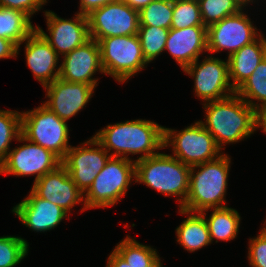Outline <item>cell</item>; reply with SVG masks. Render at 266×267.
Listing matches in <instances>:
<instances>
[{
    "instance_id": "1",
    "label": "cell",
    "mask_w": 266,
    "mask_h": 267,
    "mask_svg": "<svg viewBox=\"0 0 266 267\" xmlns=\"http://www.w3.org/2000/svg\"><path fill=\"white\" fill-rule=\"evenodd\" d=\"M93 137L111 157L134 160L133 155L141 154L135 159L138 161L165 149L164 126L146 119L108 124L95 132ZM129 155H132L133 159Z\"/></svg>"
},
{
    "instance_id": "2",
    "label": "cell",
    "mask_w": 266,
    "mask_h": 267,
    "mask_svg": "<svg viewBox=\"0 0 266 267\" xmlns=\"http://www.w3.org/2000/svg\"><path fill=\"white\" fill-rule=\"evenodd\" d=\"M202 105L205 119L199 122L214 137L221 150H225L227 144L244 141L258 130L257 111L236 93Z\"/></svg>"
},
{
    "instance_id": "3",
    "label": "cell",
    "mask_w": 266,
    "mask_h": 267,
    "mask_svg": "<svg viewBox=\"0 0 266 267\" xmlns=\"http://www.w3.org/2000/svg\"><path fill=\"white\" fill-rule=\"evenodd\" d=\"M231 163V157L223 153L214 160L190 167L189 192L181 209L202 212L228 206L225 200Z\"/></svg>"
},
{
    "instance_id": "4",
    "label": "cell",
    "mask_w": 266,
    "mask_h": 267,
    "mask_svg": "<svg viewBox=\"0 0 266 267\" xmlns=\"http://www.w3.org/2000/svg\"><path fill=\"white\" fill-rule=\"evenodd\" d=\"M190 166L160 151L135 161V183H143L164 197H175L181 208L189 192Z\"/></svg>"
},
{
    "instance_id": "5",
    "label": "cell",
    "mask_w": 266,
    "mask_h": 267,
    "mask_svg": "<svg viewBox=\"0 0 266 267\" xmlns=\"http://www.w3.org/2000/svg\"><path fill=\"white\" fill-rule=\"evenodd\" d=\"M132 182H135V160L110 157L84 193L87 210L116 205L126 196Z\"/></svg>"
},
{
    "instance_id": "6",
    "label": "cell",
    "mask_w": 266,
    "mask_h": 267,
    "mask_svg": "<svg viewBox=\"0 0 266 267\" xmlns=\"http://www.w3.org/2000/svg\"><path fill=\"white\" fill-rule=\"evenodd\" d=\"M67 122L41 103L21 112V135L55 154L61 161L71 148Z\"/></svg>"
},
{
    "instance_id": "7",
    "label": "cell",
    "mask_w": 266,
    "mask_h": 267,
    "mask_svg": "<svg viewBox=\"0 0 266 267\" xmlns=\"http://www.w3.org/2000/svg\"><path fill=\"white\" fill-rule=\"evenodd\" d=\"M98 44L105 75L113 77L119 84L147 68L137 34L102 38Z\"/></svg>"
},
{
    "instance_id": "8",
    "label": "cell",
    "mask_w": 266,
    "mask_h": 267,
    "mask_svg": "<svg viewBox=\"0 0 266 267\" xmlns=\"http://www.w3.org/2000/svg\"><path fill=\"white\" fill-rule=\"evenodd\" d=\"M165 147H172L171 155L190 167L214 160L224 153L199 120L180 131L165 126Z\"/></svg>"
},
{
    "instance_id": "9",
    "label": "cell",
    "mask_w": 266,
    "mask_h": 267,
    "mask_svg": "<svg viewBox=\"0 0 266 267\" xmlns=\"http://www.w3.org/2000/svg\"><path fill=\"white\" fill-rule=\"evenodd\" d=\"M197 59L183 72L194 80V94L203 103L226 98L235 93L229 78L228 60H222L212 55Z\"/></svg>"
},
{
    "instance_id": "10",
    "label": "cell",
    "mask_w": 266,
    "mask_h": 267,
    "mask_svg": "<svg viewBox=\"0 0 266 267\" xmlns=\"http://www.w3.org/2000/svg\"><path fill=\"white\" fill-rule=\"evenodd\" d=\"M246 6L237 14L227 16L207 27V47L209 54L227 50L228 58L243 46L251 44L262 33L258 31Z\"/></svg>"
},
{
    "instance_id": "11",
    "label": "cell",
    "mask_w": 266,
    "mask_h": 267,
    "mask_svg": "<svg viewBox=\"0 0 266 267\" xmlns=\"http://www.w3.org/2000/svg\"><path fill=\"white\" fill-rule=\"evenodd\" d=\"M17 142L20 146L10 149L6 160L0 165V174L17 177L36 175L37 181L45 174L55 170L61 165V160L46 148L30 142L20 135Z\"/></svg>"
},
{
    "instance_id": "12",
    "label": "cell",
    "mask_w": 266,
    "mask_h": 267,
    "mask_svg": "<svg viewBox=\"0 0 266 267\" xmlns=\"http://www.w3.org/2000/svg\"><path fill=\"white\" fill-rule=\"evenodd\" d=\"M89 36L97 42L106 37L138 34L139 12L122 0H113L87 15Z\"/></svg>"
},
{
    "instance_id": "13",
    "label": "cell",
    "mask_w": 266,
    "mask_h": 267,
    "mask_svg": "<svg viewBox=\"0 0 266 267\" xmlns=\"http://www.w3.org/2000/svg\"><path fill=\"white\" fill-rule=\"evenodd\" d=\"M79 145L71 146L61 164L84 194L105 167L111 155L93 136Z\"/></svg>"
},
{
    "instance_id": "14",
    "label": "cell",
    "mask_w": 266,
    "mask_h": 267,
    "mask_svg": "<svg viewBox=\"0 0 266 267\" xmlns=\"http://www.w3.org/2000/svg\"><path fill=\"white\" fill-rule=\"evenodd\" d=\"M43 13L49 35L38 25H36V30L60 57L70 53L90 39L87 16L76 12L74 18L64 19L51 10H44Z\"/></svg>"
},
{
    "instance_id": "15",
    "label": "cell",
    "mask_w": 266,
    "mask_h": 267,
    "mask_svg": "<svg viewBox=\"0 0 266 267\" xmlns=\"http://www.w3.org/2000/svg\"><path fill=\"white\" fill-rule=\"evenodd\" d=\"M47 101L45 105L60 119L66 122L76 116L94 95L96 87L84 83H72L57 78L44 87Z\"/></svg>"
},
{
    "instance_id": "16",
    "label": "cell",
    "mask_w": 266,
    "mask_h": 267,
    "mask_svg": "<svg viewBox=\"0 0 266 267\" xmlns=\"http://www.w3.org/2000/svg\"><path fill=\"white\" fill-rule=\"evenodd\" d=\"M31 190L38 197L56 204L67 213H70L74 206L81 203L82 209L80 212L87 210L84 194L72 181L62 164L37 181H34Z\"/></svg>"
},
{
    "instance_id": "17",
    "label": "cell",
    "mask_w": 266,
    "mask_h": 267,
    "mask_svg": "<svg viewBox=\"0 0 266 267\" xmlns=\"http://www.w3.org/2000/svg\"><path fill=\"white\" fill-rule=\"evenodd\" d=\"M62 58L59 78L64 81L97 87L99 79L93 76L97 72L105 75L101 65L100 47L94 39L90 38Z\"/></svg>"
},
{
    "instance_id": "18",
    "label": "cell",
    "mask_w": 266,
    "mask_h": 267,
    "mask_svg": "<svg viewBox=\"0 0 266 267\" xmlns=\"http://www.w3.org/2000/svg\"><path fill=\"white\" fill-rule=\"evenodd\" d=\"M23 43L26 66L43 88L59 78L60 64L58 63L61 57L36 29L17 46V56Z\"/></svg>"
},
{
    "instance_id": "19",
    "label": "cell",
    "mask_w": 266,
    "mask_h": 267,
    "mask_svg": "<svg viewBox=\"0 0 266 267\" xmlns=\"http://www.w3.org/2000/svg\"><path fill=\"white\" fill-rule=\"evenodd\" d=\"M12 212L23 225L40 233L54 230L64 219L70 218L61 207L38 197L32 190L13 206Z\"/></svg>"
},
{
    "instance_id": "20",
    "label": "cell",
    "mask_w": 266,
    "mask_h": 267,
    "mask_svg": "<svg viewBox=\"0 0 266 267\" xmlns=\"http://www.w3.org/2000/svg\"><path fill=\"white\" fill-rule=\"evenodd\" d=\"M165 51H168L180 68L184 70L199 59L203 53L208 52L207 27L170 28Z\"/></svg>"
},
{
    "instance_id": "21",
    "label": "cell",
    "mask_w": 266,
    "mask_h": 267,
    "mask_svg": "<svg viewBox=\"0 0 266 267\" xmlns=\"http://www.w3.org/2000/svg\"><path fill=\"white\" fill-rule=\"evenodd\" d=\"M266 56V36L261 34L251 44L227 58L229 63V78L231 86L236 90L256 69Z\"/></svg>"
},
{
    "instance_id": "22",
    "label": "cell",
    "mask_w": 266,
    "mask_h": 267,
    "mask_svg": "<svg viewBox=\"0 0 266 267\" xmlns=\"http://www.w3.org/2000/svg\"><path fill=\"white\" fill-rule=\"evenodd\" d=\"M178 213L187 215L175 230L176 241L183 249L193 253L212 244L208 225L200 212H189L179 208Z\"/></svg>"
},
{
    "instance_id": "23",
    "label": "cell",
    "mask_w": 266,
    "mask_h": 267,
    "mask_svg": "<svg viewBox=\"0 0 266 267\" xmlns=\"http://www.w3.org/2000/svg\"><path fill=\"white\" fill-rule=\"evenodd\" d=\"M211 210L212 213L207 215ZM208 225L212 243L215 241H231L236 239L239 233L241 216L239 212L229 206L221 208H211L200 212Z\"/></svg>"
},
{
    "instance_id": "24",
    "label": "cell",
    "mask_w": 266,
    "mask_h": 267,
    "mask_svg": "<svg viewBox=\"0 0 266 267\" xmlns=\"http://www.w3.org/2000/svg\"><path fill=\"white\" fill-rule=\"evenodd\" d=\"M35 29L31 18L24 12L0 7V37L19 46Z\"/></svg>"
},
{
    "instance_id": "25",
    "label": "cell",
    "mask_w": 266,
    "mask_h": 267,
    "mask_svg": "<svg viewBox=\"0 0 266 267\" xmlns=\"http://www.w3.org/2000/svg\"><path fill=\"white\" fill-rule=\"evenodd\" d=\"M235 93L256 111L266 104V56Z\"/></svg>"
},
{
    "instance_id": "26",
    "label": "cell",
    "mask_w": 266,
    "mask_h": 267,
    "mask_svg": "<svg viewBox=\"0 0 266 267\" xmlns=\"http://www.w3.org/2000/svg\"><path fill=\"white\" fill-rule=\"evenodd\" d=\"M114 250L132 267H147L159 256L156 249L130 235L118 242Z\"/></svg>"
},
{
    "instance_id": "27",
    "label": "cell",
    "mask_w": 266,
    "mask_h": 267,
    "mask_svg": "<svg viewBox=\"0 0 266 267\" xmlns=\"http://www.w3.org/2000/svg\"><path fill=\"white\" fill-rule=\"evenodd\" d=\"M205 27L237 14L246 5L241 0H197Z\"/></svg>"
},
{
    "instance_id": "28",
    "label": "cell",
    "mask_w": 266,
    "mask_h": 267,
    "mask_svg": "<svg viewBox=\"0 0 266 267\" xmlns=\"http://www.w3.org/2000/svg\"><path fill=\"white\" fill-rule=\"evenodd\" d=\"M169 29L157 26H139L138 37L146 62L149 64L164 52Z\"/></svg>"
},
{
    "instance_id": "29",
    "label": "cell",
    "mask_w": 266,
    "mask_h": 267,
    "mask_svg": "<svg viewBox=\"0 0 266 267\" xmlns=\"http://www.w3.org/2000/svg\"><path fill=\"white\" fill-rule=\"evenodd\" d=\"M21 135V112L0 109V165L11 149L10 143Z\"/></svg>"
},
{
    "instance_id": "30",
    "label": "cell",
    "mask_w": 266,
    "mask_h": 267,
    "mask_svg": "<svg viewBox=\"0 0 266 267\" xmlns=\"http://www.w3.org/2000/svg\"><path fill=\"white\" fill-rule=\"evenodd\" d=\"M173 0H153L139 11L140 26L171 28Z\"/></svg>"
},
{
    "instance_id": "31",
    "label": "cell",
    "mask_w": 266,
    "mask_h": 267,
    "mask_svg": "<svg viewBox=\"0 0 266 267\" xmlns=\"http://www.w3.org/2000/svg\"><path fill=\"white\" fill-rule=\"evenodd\" d=\"M29 253V243L19 236H0V267H15Z\"/></svg>"
},
{
    "instance_id": "32",
    "label": "cell",
    "mask_w": 266,
    "mask_h": 267,
    "mask_svg": "<svg viewBox=\"0 0 266 267\" xmlns=\"http://www.w3.org/2000/svg\"><path fill=\"white\" fill-rule=\"evenodd\" d=\"M204 26L197 0H173L171 28Z\"/></svg>"
},
{
    "instance_id": "33",
    "label": "cell",
    "mask_w": 266,
    "mask_h": 267,
    "mask_svg": "<svg viewBox=\"0 0 266 267\" xmlns=\"http://www.w3.org/2000/svg\"><path fill=\"white\" fill-rule=\"evenodd\" d=\"M248 264L251 267H266V229L264 227L248 242Z\"/></svg>"
},
{
    "instance_id": "34",
    "label": "cell",
    "mask_w": 266,
    "mask_h": 267,
    "mask_svg": "<svg viewBox=\"0 0 266 267\" xmlns=\"http://www.w3.org/2000/svg\"><path fill=\"white\" fill-rule=\"evenodd\" d=\"M46 4L44 0H0V7L20 10L30 18Z\"/></svg>"
},
{
    "instance_id": "35",
    "label": "cell",
    "mask_w": 266,
    "mask_h": 267,
    "mask_svg": "<svg viewBox=\"0 0 266 267\" xmlns=\"http://www.w3.org/2000/svg\"><path fill=\"white\" fill-rule=\"evenodd\" d=\"M112 1L113 0H79V9L77 12L87 16L93 10L103 7Z\"/></svg>"
},
{
    "instance_id": "36",
    "label": "cell",
    "mask_w": 266,
    "mask_h": 267,
    "mask_svg": "<svg viewBox=\"0 0 266 267\" xmlns=\"http://www.w3.org/2000/svg\"><path fill=\"white\" fill-rule=\"evenodd\" d=\"M17 58V46L10 40L0 37V59Z\"/></svg>"
},
{
    "instance_id": "37",
    "label": "cell",
    "mask_w": 266,
    "mask_h": 267,
    "mask_svg": "<svg viewBox=\"0 0 266 267\" xmlns=\"http://www.w3.org/2000/svg\"><path fill=\"white\" fill-rule=\"evenodd\" d=\"M106 267H132L114 249L107 258Z\"/></svg>"
},
{
    "instance_id": "38",
    "label": "cell",
    "mask_w": 266,
    "mask_h": 267,
    "mask_svg": "<svg viewBox=\"0 0 266 267\" xmlns=\"http://www.w3.org/2000/svg\"><path fill=\"white\" fill-rule=\"evenodd\" d=\"M259 128L266 133V104L257 110V129Z\"/></svg>"
},
{
    "instance_id": "39",
    "label": "cell",
    "mask_w": 266,
    "mask_h": 267,
    "mask_svg": "<svg viewBox=\"0 0 266 267\" xmlns=\"http://www.w3.org/2000/svg\"><path fill=\"white\" fill-rule=\"evenodd\" d=\"M122 1L127 5H129L132 9L139 12L153 0H122Z\"/></svg>"
},
{
    "instance_id": "40",
    "label": "cell",
    "mask_w": 266,
    "mask_h": 267,
    "mask_svg": "<svg viewBox=\"0 0 266 267\" xmlns=\"http://www.w3.org/2000/svg\"><path fill=\"white\" fill-rule=\"evenodd\" d=\"M161 257L160 255L152 262L150 263L147 267H163L161 263Z\"/></svg>"
},
{
    "instance_id": "41",
    "label": "cell",
    "mask_w": 266,
    "mask_h": 267,
    "mask_svg": "<svg viewBox=\"0 0 266 267\" xmlns=\"http://www.w3.org/2000/svg\"><path fill=\"white\" fill-rule=\"evenodd\" d=\"M246 6H248L249 4H253L258 0H241Z\"/></svg>"
}]
</instances>
